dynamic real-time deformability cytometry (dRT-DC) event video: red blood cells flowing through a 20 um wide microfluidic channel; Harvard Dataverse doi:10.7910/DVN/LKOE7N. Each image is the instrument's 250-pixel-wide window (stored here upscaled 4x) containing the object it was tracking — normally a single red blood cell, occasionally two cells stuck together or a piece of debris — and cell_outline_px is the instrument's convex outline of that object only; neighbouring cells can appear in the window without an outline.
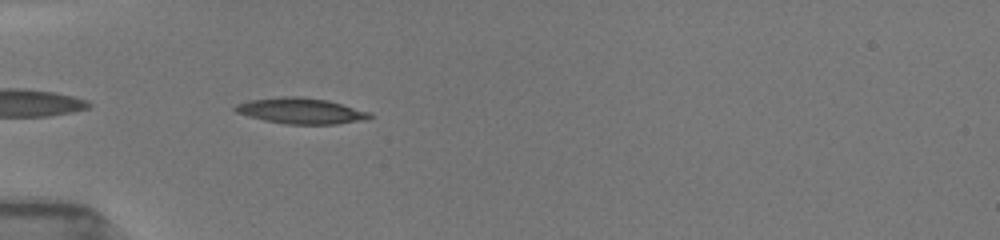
{"species": "common noctule bat (a hibernating species)", "species_latin": "Nyctalus noctula", "temperature_condition": "room temperature", "stored_images_in_passage": 14, "camera_frame_rate_fps": 3000, "um_per_image_px": 0.085, "animal": {"sex": "female", "body_mass_g": 19.5, "forearm_length_mm": 54.1}, "frame": {"image": 1, "passage_image": 1, "time_ms": 0.0, "image_size_px": [1000, 240], "cell_outline_px": [[372, 116], [368, 120], [336, 124], [284, 124], [264, 120], [248, 116], [236, 112], [232, 108], [236, 104], [248, 100], [280, 96], [300, 96], [328, 100], [372, 112]], "centroid_in_image_um": [25.6, 9.42], "position_along_channel_um": 59.4, "area_um2": 20.58}}
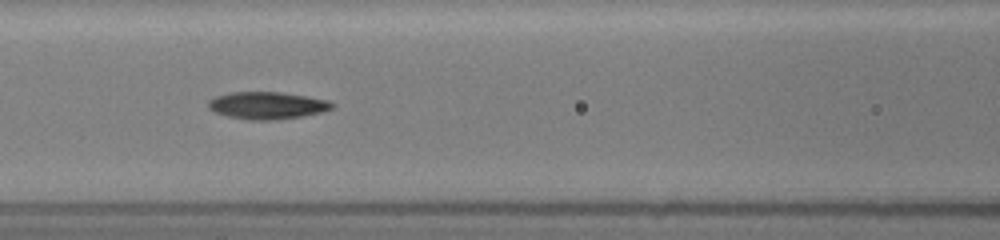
{"frame": {"image": 2, "passage_image": 7, "time_ms": 2.0, "image_size_px": [1000, 240], "cell_outline_px": [[336, 104], [332, 108], [324, 112], [304, 116], [272, 120], [248, 120], [228, 116], [216, 112], [208, 108], [208, 100], [216, 96], [228, 92], [280, 92], [308, 96], [328, 100]], "centroid_in_image_um": [22.74, 8.96], "position_along_channel_um": 143.9, "area_um2": 19.83}}
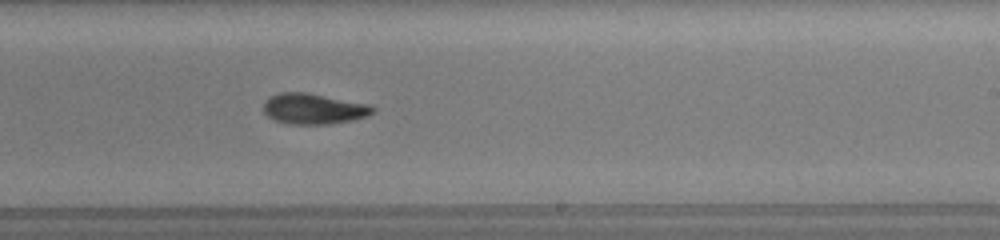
{"frame": {"image": 3, "passage_image": 14, "time_ms": 4.333, "image_size_px": [1000, 240], "cell_outline_px": [[376, 108], [368, 116], [352, 120], [328, 124], [288, 124], [276, 120], [268, 116], [264, 112], [264, 100], [268, 96], [280, 92], [308, 92], [372, 104]], "centroid_in_image_um": [26.67, 9.23], "position_along_channel_um": 262.3, "area_um2": 19.83}}